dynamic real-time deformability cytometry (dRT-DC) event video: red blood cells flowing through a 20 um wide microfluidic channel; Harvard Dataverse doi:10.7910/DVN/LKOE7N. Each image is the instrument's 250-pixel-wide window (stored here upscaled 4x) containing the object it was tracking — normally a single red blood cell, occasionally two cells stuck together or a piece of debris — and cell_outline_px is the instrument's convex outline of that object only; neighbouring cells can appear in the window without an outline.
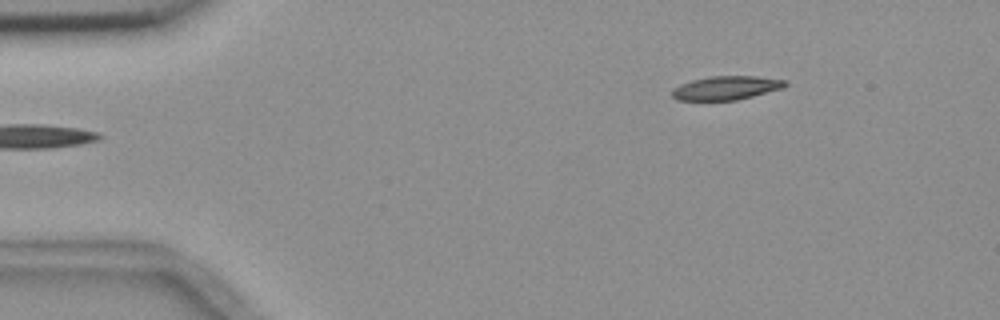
{"species": "common noctule bat (a hibernating species)", "species_latin": "Nyctalus noctula", "temperature_condition": "room temperature", "stored_images_in_passage": 4, "camera_frame_rate_fps": 3000, "um_per_image_px": 0.085, "animal": {"sex": "female", "body_mass_g": 18.4}, "frame": {"image": 1, "passage_image": 4, "time_ms": 4.333, "image_size_px": [1000, 320], "cell_outline_px": [[788, 84], [784, 88], [736, 100], [676, 100], [672, 96], [672, 92], [680, 84], [692, 80], [712, 76], [756, 76], [784, 80]], "centroid_in_image_um": [61.74, 7.47], "position_along_channel_um": 23.3, "area_um2": 15.49}}